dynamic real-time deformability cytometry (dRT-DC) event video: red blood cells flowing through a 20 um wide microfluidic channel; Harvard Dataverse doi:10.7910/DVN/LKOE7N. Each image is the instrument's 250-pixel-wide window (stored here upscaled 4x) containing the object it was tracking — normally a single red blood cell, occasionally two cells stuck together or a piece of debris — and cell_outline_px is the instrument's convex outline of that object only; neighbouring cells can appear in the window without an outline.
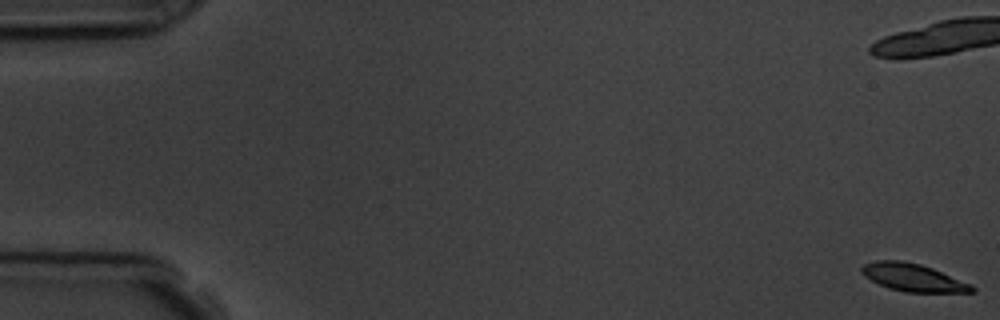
{"species": "common noctule bat (a hibernating species)", "species_latin": "Nyctalus noctula", "temperature_condition": "room temperature", "stored_images_in_passage": 5, "camera_frame_rate_fps": 3000, "um_per_image_px": 0.085, "animal": {"sex": "male", "body_mass_g": 19.5, "forearm_length_mm": 54.6}, "frame": {"image": 1, "passage_image": 1, "time_ms": 0.0, "image_size_px": [1000, 320], "cell_outline_px": [[976, 292], [904, 292], [888, 288], [864, 276], [860, 272], [860, 268], [864, 264], [876, 260], [900, 260], [920, 264], [932, 268], [972, 284], [976, 288]], "centroid_in_image_um": [77.61, 23.59], "position_along_channel_um": 7.4, "area_um2": 17.8}}